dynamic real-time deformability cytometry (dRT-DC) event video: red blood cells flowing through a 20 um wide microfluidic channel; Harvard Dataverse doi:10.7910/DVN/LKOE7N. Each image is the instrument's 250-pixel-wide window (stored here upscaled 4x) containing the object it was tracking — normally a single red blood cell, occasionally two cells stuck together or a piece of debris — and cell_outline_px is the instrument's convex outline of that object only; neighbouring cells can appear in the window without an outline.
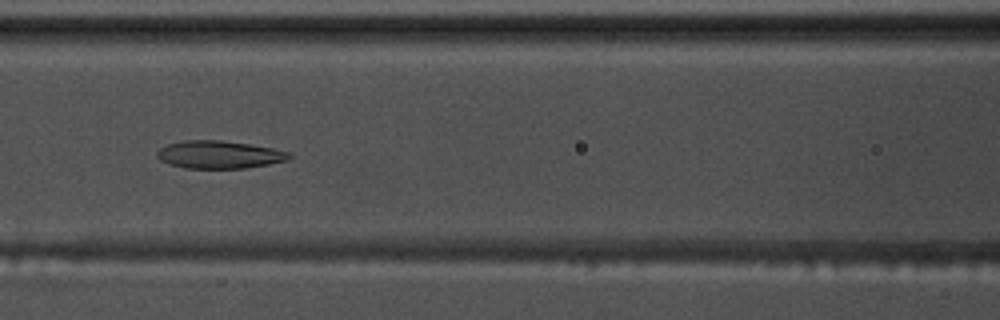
{"species": "common noctule bat (a hibernating species)", "species_latin": "Nyctalus noctula", "temperature_condition": "warm", "stored_images_in_passage": 42, "camera_frame_rate_fps": 3000, "um_per_image_px": 0.085, "animal": {"sex": "male", "body_mass_g": 17.5, "forearm_length_mm": 52.3}, "frame": {"image": 1, "passage_image": 11, "time_ms": 3.333, "image_size_px": [1000, 320], "cell_outline_px": [[292, 156], [288, 160], [268, 164], [244, 168], [184, 168], [168, 164], [160, 160], [156, 156], [156, 152], [160, 148], [168, 144], [184, 140], [220, 140], [248, 144], [272, 148], [288, 152]], "centroid_in_image_um": [18.59, 13.14], "position_along_channel_um": 148.0, "area_um2": 21.27}}
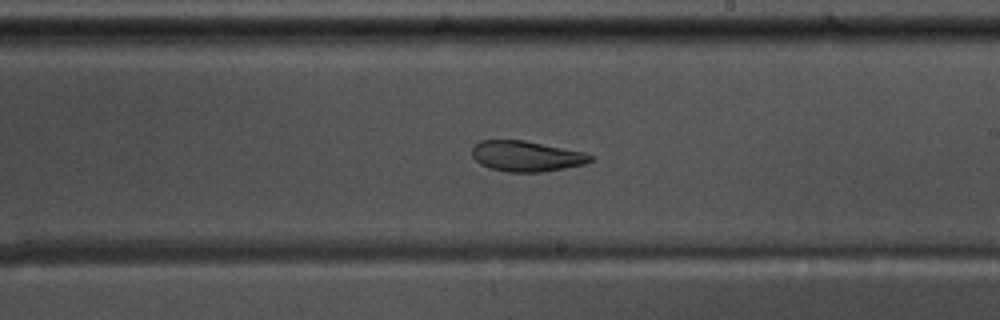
{"frame": {"image": 2, "passage_image": 19, "time_ms": 6.0, "image_size_px": [1000, 320], "cell_outline_px": [[596, 156], [592, 160], [584, 164], [544, 172], [508, 172], [492, 168], [480, 164], [472, 156], [472, 148], [480, 140], [524, 140], [584, 152]], "centroid_in_image_um": [44.76, 13.27], "position_along_channel_um": 244.2, "area_um2": 21.04}}
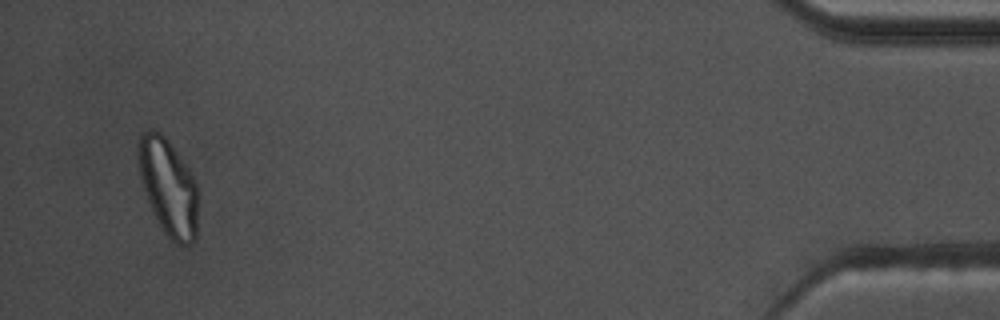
{"frame": {"image": 3, "passage_image": 40, "time_ms": 13.0, "image_size_px": [1000, 320], "cell_outline_px": [[196, 240], [192, 244], [176, 244], [160, 228], [152, 212], [140, 176], [136, 148], [136, 144], [140, 136], [144, 132], [152, 128], [160, 132], [168, 140], [188, 168], [196, 184]], "centroid_in_image_um": [14.27, 15.89], "position_along_channel_um": 420.9, "area_um2": 33.47}, "authors_computed_cell_mechanics": {"area_um2": 22.4842, "velocity_mm_per_s": 3.6294, "shape_relaxation_time_tau1_ms": null, "shape_relaxation_time_tau2_ms": 2.5933, "deformation_change_tau1": null, "deformation_change_tau2": 0.0811}}